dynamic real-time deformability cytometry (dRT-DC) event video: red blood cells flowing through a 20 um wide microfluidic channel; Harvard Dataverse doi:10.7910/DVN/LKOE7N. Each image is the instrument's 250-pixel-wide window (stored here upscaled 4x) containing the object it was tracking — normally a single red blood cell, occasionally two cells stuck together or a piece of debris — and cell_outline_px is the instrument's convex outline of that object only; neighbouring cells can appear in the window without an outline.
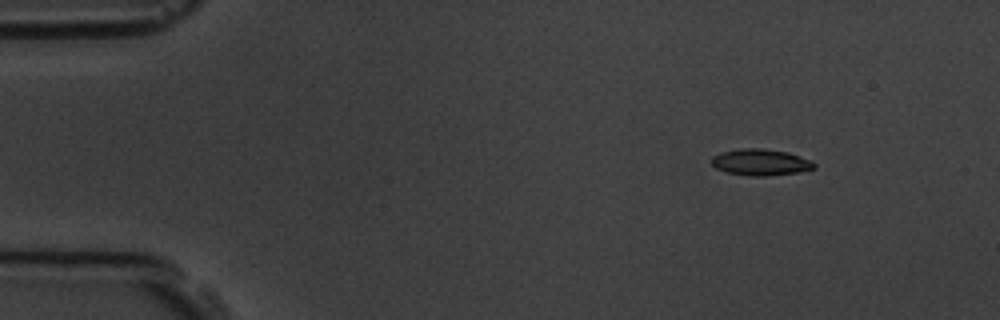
{"species": "common noctule bat (a hibernating species)", "species_latin": "Nyctalus noctula", "temperature_condition": "room temperature", "stored_images_in_passage": 15, "camera_frame_rate_fps": 3000, "um_per_image_px": 0.085, "animal": {"sex": "male", "body_mass_g": 19.5, "forearm_length_mm": 54.6}, "frame": {"image": 1, "passage_image": 2, "time_ms": 2.0, "image_size_px": [1000, 320], "cell_outline_px": [[816, 168], [800, 172], [764, 176], [748, 176], [728, 172], [716, 168], [712, 164], [712, 156], [720, 152], [740, 148], [764, 148], [788, 152], [808, 160], [816, 164]], "centroid_in_image_um": [64.63, 13.78], "position_along_channel_um": 20.4, "area_um2": 15.78}}
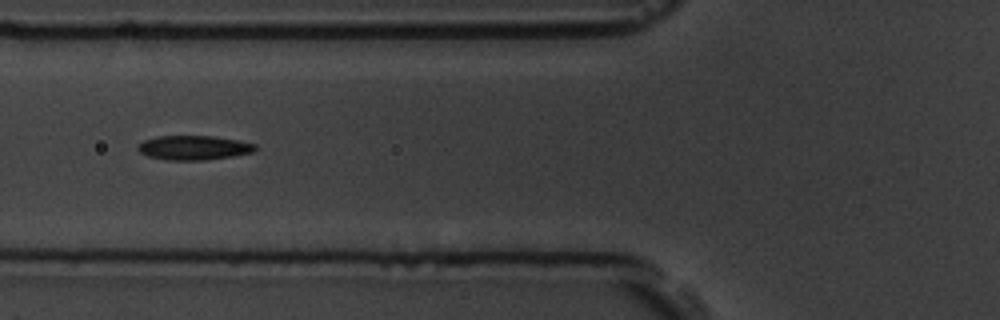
{"frame": {"image": 2, "passage_image": 6, "time_ms": 6.667, "image_size_px": [1000, 320], "cell_outline_px": [[256, 148], [252, 152], [232, 156], [204, 160], [168, 160], [148, 156], [140, 152], [136, 148], [136, 144], [144, 140], [156, 136], [212, 136], [236, 140], [256, 144]], "centroid_in_image_um": [16.41, 12.55], "position_along_channel_um": 109.4, "area_um2": 16.59}}
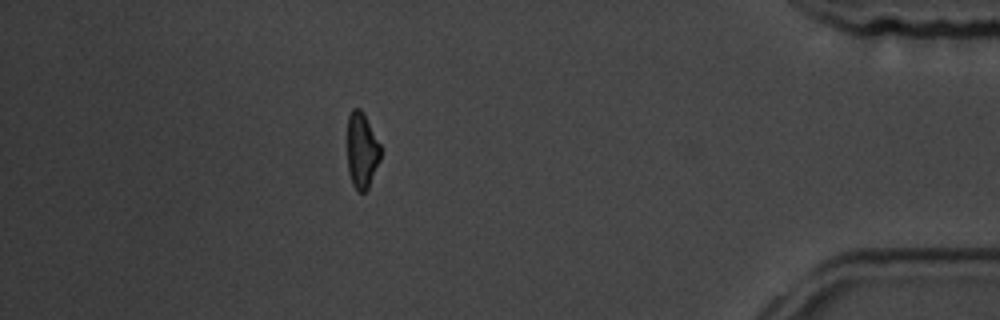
{"frame": {"image": 3, "passage_image": 14, "time_ms": 15.667, "image_size_px": [1000, 320], "cell_outline_px": [[380, 160], [368, 188], [364, 192], [356, 192], [352, 184], [348, 172], [348, 116], [352, 108], [360, 108], [364, 112], [380, 144]], "centroid_in_image_um": [30.75, 12.79], "position_along_channel_um": 404.4, "area_um2": 14.8}, "authors_computed_cell_mechanics": {"area_um2": 15.7794, "velocity_mm_per_s": 3.7977, "shape_relaxation_time_tau1_ms": 7.1918, "shape_relaxation_time_tau2_ms": null, "deformation_change_tau1": 0.173, "deformation_change_tau2": null}}